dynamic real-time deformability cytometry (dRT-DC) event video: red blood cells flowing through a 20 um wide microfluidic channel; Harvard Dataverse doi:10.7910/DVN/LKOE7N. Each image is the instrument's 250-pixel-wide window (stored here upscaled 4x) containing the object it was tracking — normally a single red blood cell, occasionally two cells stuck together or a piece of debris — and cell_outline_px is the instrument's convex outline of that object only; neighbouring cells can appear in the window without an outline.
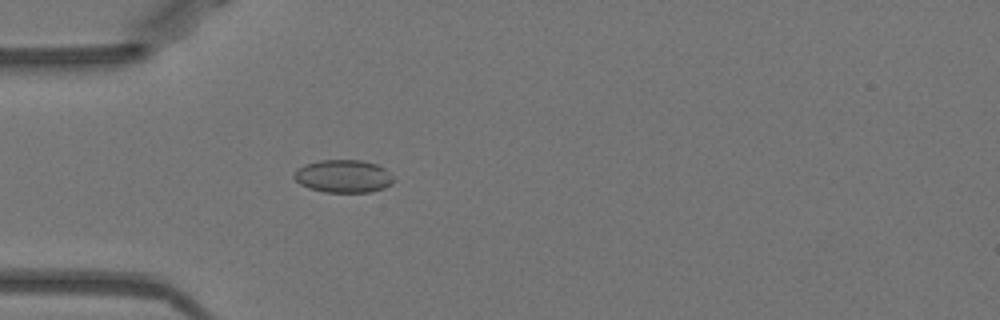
{"species": "Egyptian fruit bat (a non-hibernating species)", "species_latin": "Rousettus aegyptiacus", "temperature_condition": "warm", "stored_images_in_passage": 47, "camera_frame_rate_fps": 3000, "um_per_image_px": 0.085, "animal": {"sex": "female"}, "frame": {"image": 1, "passage_image": 11, "time_ms": 3.333, "image_size_px": [1000, 320], "cell_outline_px": [[396, 180], [392, 184], [384, 188], [368, 192], [324, 192], [308, 188], [300, 184], [292, 176], [296, 168], [304, 164], [320, 160], [360, 160], [376, 164], [384, 168], [396, 176]], "centroid_in_image_um": [29.2, 14.98], "position_along_channel_um": 55.8, "area_um2": 19.36}}
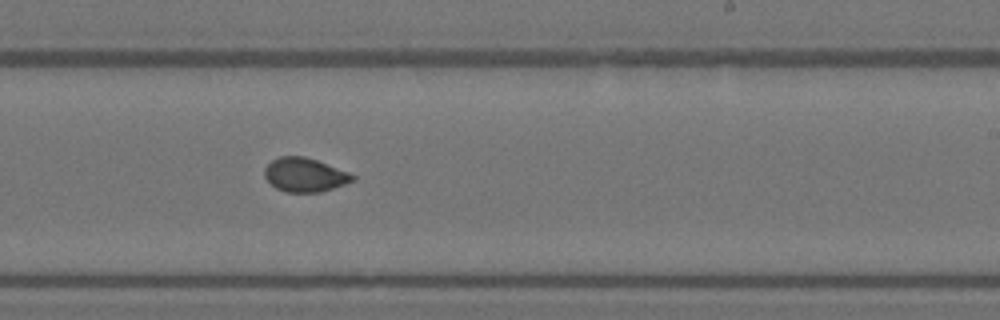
{"frame": {"image": 2, "passage_image": 27, "time_ms": 8.667, "image_size_px": [1000, 320], "cell_outline_px": [[356, 180], [320, 192], [288, 192], [276, 188], [264, 176], [264, 168], [272, 160], [280, 156], [304, 156], [316, 160], [348, 172], [356, 176]], "centroid_in_image_um": [25.9, 14.86], "position_along_channel_um": 263.1, "area_um2": 17.22}}
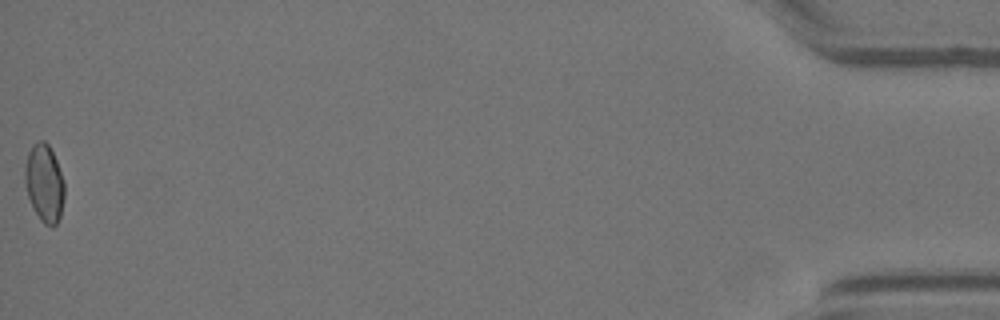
{"frame": {"image": 3, "passage_image": 47, "time_ms": 15.333, "image_size_px": [1000, 320], "cell_outline_px": [[64, 196], [60, 216], [56, 224], [52, 228], [44, 224], [40, 220], [28, 196], [24, 184], [24, 168], [28, 152], [32, 144], [40, 140], [44, 140], [48, 144], [56, 160], [64, 184]], "centroid_in_image_um": [3.75, 15.56], "position_along_channel_um": 431.5, "area_um2": 17.86}, "authors_computed_cell_mechanics": {"area_um2": 17.629, "velocity_mm_per_s": 3.9992, "shape_relaxation_time_tau1_ms": null, "shape_relaxation_time_tau2_ms": 1.9035, "deformation_change_tau1": null, "deformation_change_tau2": 0.0477}}